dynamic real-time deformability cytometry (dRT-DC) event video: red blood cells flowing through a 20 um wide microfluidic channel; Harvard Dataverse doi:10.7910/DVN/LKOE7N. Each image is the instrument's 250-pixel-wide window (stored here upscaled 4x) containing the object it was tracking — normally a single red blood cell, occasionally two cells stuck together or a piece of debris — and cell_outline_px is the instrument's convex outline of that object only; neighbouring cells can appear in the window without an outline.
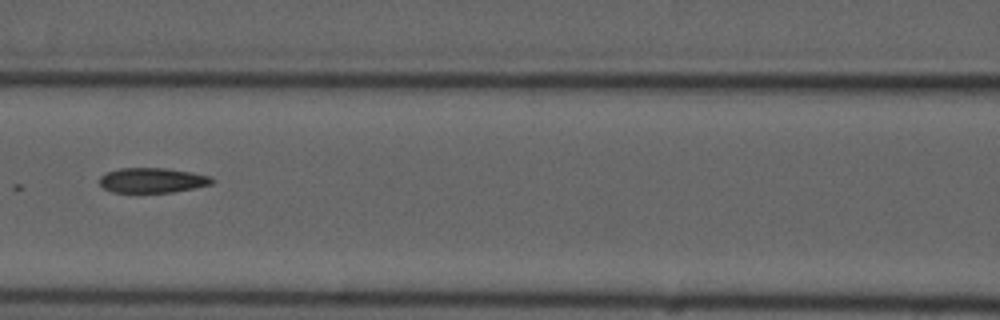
{"species": "common noctule bat (a hibernating species)", "species_latin": "Nyctalus noctula", "temperature_condition": "cold", "stored_images_in_passage": 8, "camera_frame_rate_fps": 3000, "um_per_image_px": 0.085, "animal": {"sex": "male", "forearm_length_mm": 52.5}, "frame": {"image": 1, "passage_image": 8, "time_ms": 8.0, "image_size_px": [1000, 320], "cell_outline_px": [[216, 180], [212, 184], [172, 192], [112, 192], [104, 188], [100, 184], [100, 176], [108, 172], [120, 168], [164, 168], [212, 176]], "centroid_in_image_um": [12.96, 15.32], "position_along_channel_um": 153.6, "area_um2": 16.18}}